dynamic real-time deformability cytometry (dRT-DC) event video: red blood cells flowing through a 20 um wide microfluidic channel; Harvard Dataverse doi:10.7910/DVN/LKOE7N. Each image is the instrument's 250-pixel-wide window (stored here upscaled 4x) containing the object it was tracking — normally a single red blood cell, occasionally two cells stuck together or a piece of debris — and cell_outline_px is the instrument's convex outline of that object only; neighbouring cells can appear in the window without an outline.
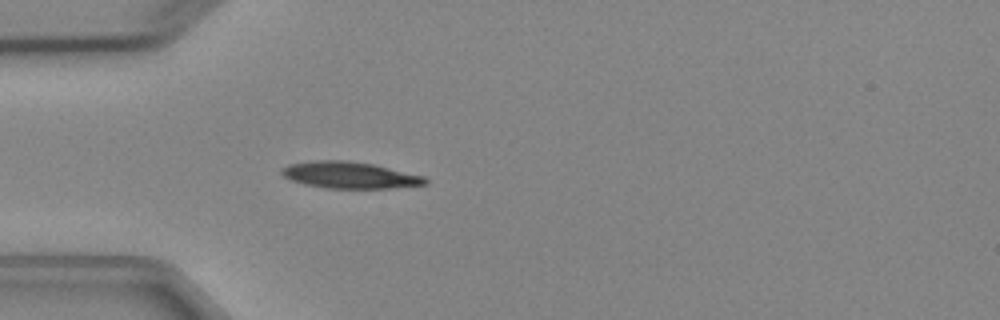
{"species": "Egyptian fruit bat (a non-hibernating species)", "species_latin": "Rousettus aegyptiacus", "temperature_condition": "cold", "stored_images_in_passage": 3, "camera_frame_rate_fps": 3000, "um_per_image_px": 0.085, "animal": {"sex": "female"}, "frame": {"image": 1, "passage_image": 3, "time_ms": 3.333, "image_size_px": [1000, 320], "cell_outline_px": [[428, 184], [388, 188], [328, 188], [304, 184], [292, 180], [284, 176], [280, 172], [280, 168], [288, 164], [312, 160], [348, 160], [372, 164], [424, 176], [428, 180]], "centroid_in_image_um": [29.69, 14.87], "position_along_channel_um": 55.3, "area_um2": 22.2}}